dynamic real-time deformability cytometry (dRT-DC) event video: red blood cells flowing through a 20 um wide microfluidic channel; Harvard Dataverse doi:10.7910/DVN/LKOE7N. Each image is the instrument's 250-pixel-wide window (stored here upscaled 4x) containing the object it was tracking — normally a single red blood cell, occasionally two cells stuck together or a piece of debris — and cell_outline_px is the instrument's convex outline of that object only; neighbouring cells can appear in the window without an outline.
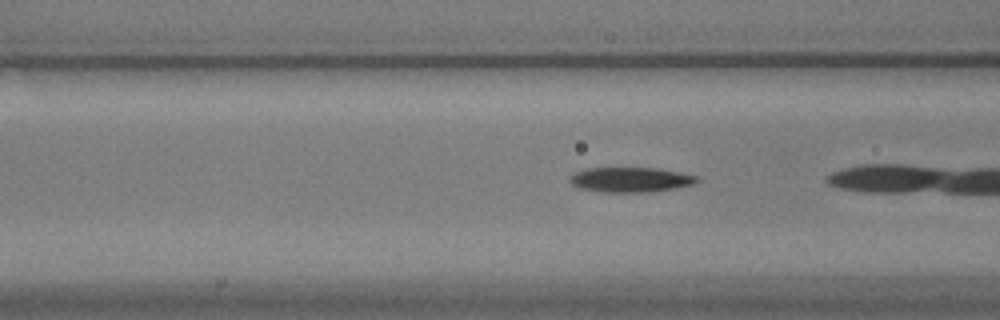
{"species": "common noctule bat (a hibernating species)", "species_latin": "Nyctalus noctula", "temperature_condition": "warm", "stored_images_in_passage": 16, "camera_frame_rate_fps": 3000, "um_per_image_px": 0.085, "animal": {"sex": "male", "body_mass_g": 17.9}, "frame": {"image": 1, "passage_image": 14, "time_ms": 4.333, "image_size_px": [1000, 320], "cell_outline_px": [[700, 180], [692, 184], [672, 188], [648, 192], [604, 192], [580, 188], [572, 184], [568, 180], [568, 176], [576, 172], [588, 168], [660, 168], [680, 172], [696, 176]], "centroid_in_image_um": [53.56, 15.26], "position_along_channel_um": 113.0, "area_um2": 18.32}}